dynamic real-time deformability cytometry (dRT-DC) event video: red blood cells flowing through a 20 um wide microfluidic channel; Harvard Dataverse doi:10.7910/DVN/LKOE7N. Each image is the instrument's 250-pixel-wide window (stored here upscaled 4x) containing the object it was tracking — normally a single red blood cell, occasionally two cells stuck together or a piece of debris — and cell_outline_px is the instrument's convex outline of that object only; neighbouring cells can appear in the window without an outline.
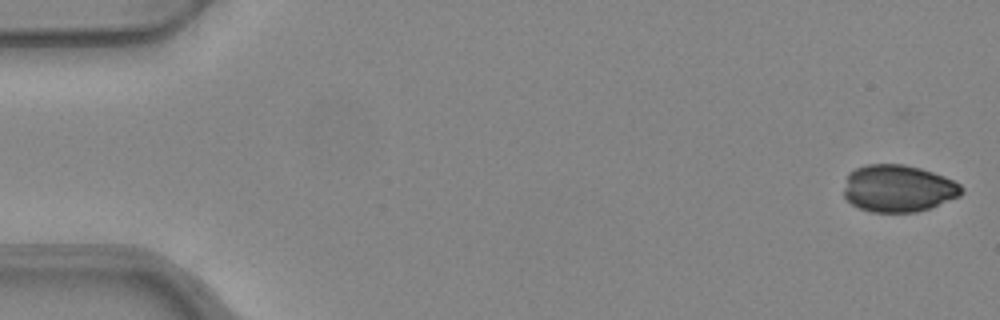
{"species": "common noctule bat (a hibernating species)", "species_latin": "Nyctalus noctula", "temperature_condition": "warm", "stored_images_in_passage": 17, "camera_frame_rate_fps": 3000, "um_per_image_px": 0.085, "animal": {"sex": "female", "body_mass_g": 24.6, "forearm_length_mm": 56.2}, "frame": {"image": 1, "passage_image": 1, "time_ms": 0.0, "image_size_px": [1000, 320], "cell_outline_px": [[964, 192], [960, 196], [928, 208], [916, 212], [872, 212], [860, 208], [852, 204], [844, 196], [844, 188], [848, 172], [856, 168], [868, 164], [904, 164], [920, 168], [944, 176], [960, 184], [964, 188]], "centroid_in_image_um": [76.34, 16.01], "position_along_channel_um": 8.7, "area_um2": 32.31}}
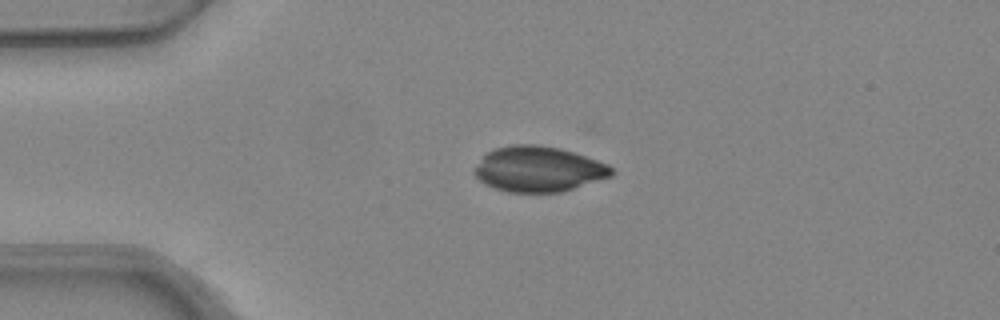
{"frame": {"image": 2, "passage_image": 12, "time_ms": 3.667, "image_size_px": [1000, 320], "cell_outline_px": [[616, 172], [612, 176], [560, 192], [508, 192], [484, 184], [472, 172], [472, 168], [488, 152], [496, 148], [512, 144], [536, 144], [560, 148], [608, 164]], "centroid_in_image_um": [45.75, 14.37], "position_along_channel_um": 39.3, "area_um2": 36.18}}